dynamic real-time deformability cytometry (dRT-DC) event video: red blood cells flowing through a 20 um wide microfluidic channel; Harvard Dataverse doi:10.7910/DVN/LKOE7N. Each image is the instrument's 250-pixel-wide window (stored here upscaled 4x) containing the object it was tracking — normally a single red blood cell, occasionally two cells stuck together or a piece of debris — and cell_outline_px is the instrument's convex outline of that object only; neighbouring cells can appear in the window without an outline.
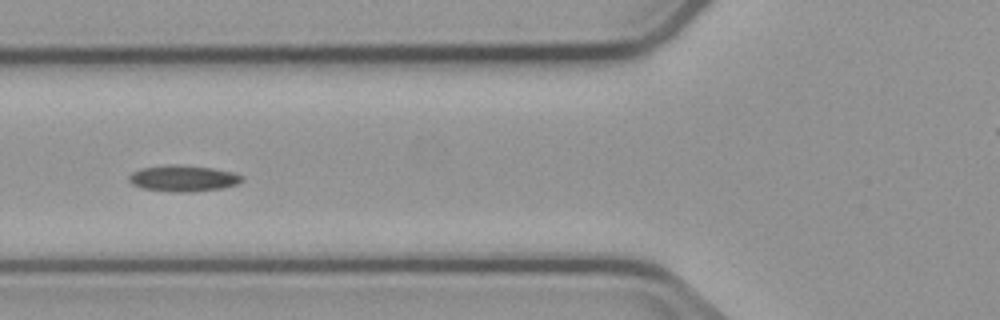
{"species": "common noctule bat (a hibernating species)", "species_latin": "Nyctalus noctula", "temperature_condition": "cold", "stored_images_in_passage": 7, "camera_frame_rate_fps": 3000, "um_per_image_px": 0.085, "animal": {"sex": "male", "body_mass_g": 23.1, "forearm_length_mm": 52.7}, "frame": {"image": 1, "passage_image": 5, "time_ms": 5.667, "image_size_px": [1000, 320], "cell_outline_px": [[244, 180], [236, 184], [220, 188], [192, 192], [172, 192], [144, 188], [132, 184], [128, 180], [128, 176], [132, 172], [140, 168], [164, 164], [176, 164], [212, 168], [232, 172], [244, 176]], "centroid_in_image_um": [15.54, 15.15], "position_along_channel_um": 110.3, "area_um2": 17.34}}
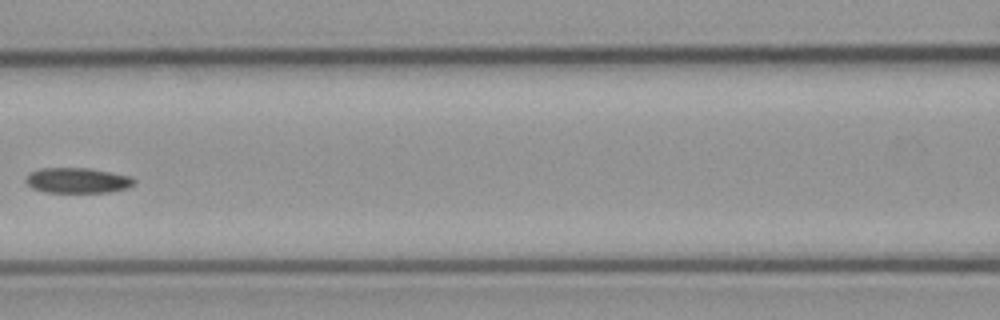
{"frame": {"image": 2, "passage_image": 6, "time_ms": 7.0, "image_size_px": [1000, 320], "cell_outline_px": [[136, 180], [128, 188], [108, 192], [44, 192], [32, 188], [24, 180], [24, 176], [40, 168], [88, 168], [128, 176]], "centroid_in_image_um": [6.53, 15.34], "position_along_channel_um": 160.1, "area_um2": 15.84}}
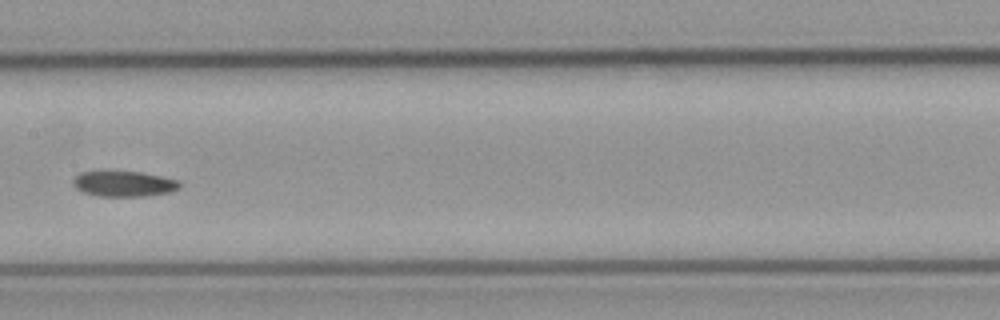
{"frame": {"image": 3, "passage_image": 7, "time_ms": 8.0, "image_size_px": [1000, 320], "cell_outline_px": [[180, 188], [172, 192], [148, 196], [96, 196], [84, 192], [76, 188], [72, 184], [72, 180], [80, 172], [100, 168], [140, 172], [180, 180]], "centroid_in_image_um": [10.48, 15.58], "position_along_channel_um": 196.9, "area_um2": 16.7}}